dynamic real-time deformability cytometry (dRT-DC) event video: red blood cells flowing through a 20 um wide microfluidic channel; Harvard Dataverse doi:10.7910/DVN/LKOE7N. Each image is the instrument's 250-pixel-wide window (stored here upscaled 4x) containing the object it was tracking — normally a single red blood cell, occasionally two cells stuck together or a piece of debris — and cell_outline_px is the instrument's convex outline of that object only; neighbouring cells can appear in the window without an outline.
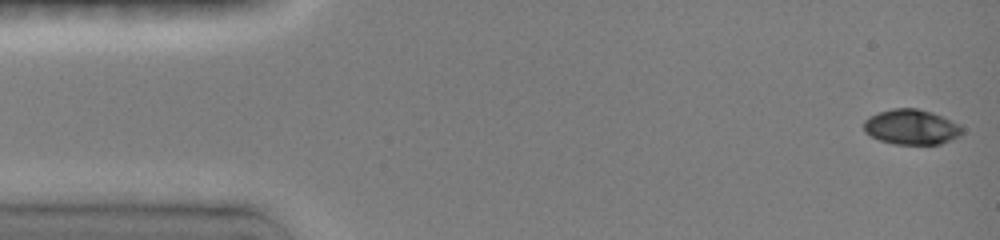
{"species": "common noctule bat (a hibernating species)", "species_latin": "Nyctalus noctula", "temperature_condition": "room temperature", "stored_images_in_passage": 57, "camera_frame_rate_fps": 3000, "um_per_image_px": 0.085, "animal": {"sex": "female", "body_mass_g": 19.0, "forearm_length_mm": 51.5}, "frame": {"image": 1, "passage_image": 1, "time_ms": 0.0, "image_size_px": [1000, 240], "cell_outline_px": [[964, 132], [960, 136], [952, 140], [940, 144], [892, 144], [880, 140], [864, 132], [864, 120], [868, 116], [892, 108], [916, 108], [932, 112], [960, 124], [964, 128]], "centroid_in_image_um": [77.49, 10.8], "position_along_channel_um": 7.5, "area_um2": 20.35}}
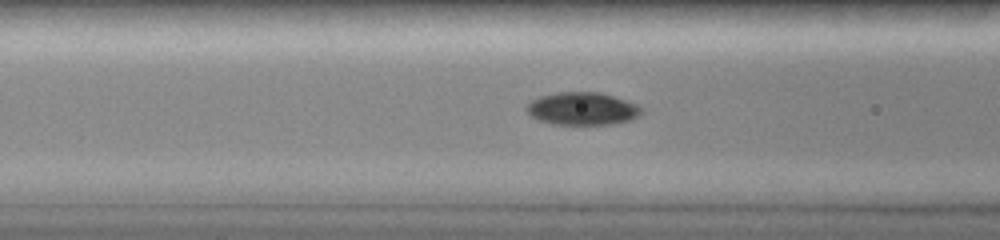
{"frame": {"image": 2, "passage_image": 18, "time_ms": 5.667, "image_size_px": [1000, 240], "cell_outline_px": [[644, 112], [640, 116], [632, 120], [612, 124], [552, 124], [528, 116], [524, 108], [532, 100], [540, 96], [560, 92], [600, 92], [636, 104], [644, 108]], "centroid_in_image_um": [49.51, 9.25], "position_along_channel_um": 117.1, "area_um2": 22.08}}
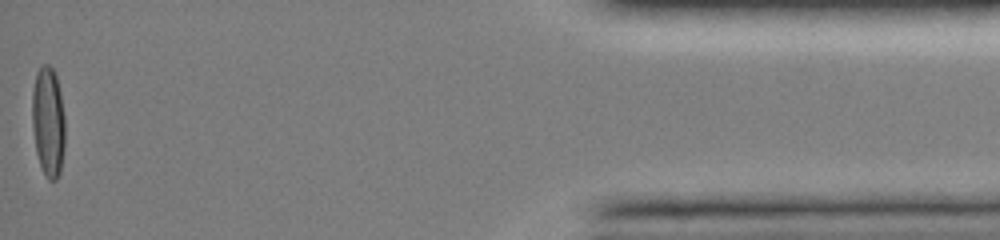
{"frame": {"image": 3, "passage_image": 55, "time_ms": 15.333, "image_size_px": [1000, 240], "cell_outline_px": [[64, 148], [60, 172], [56, 180], [48, 180], [40, 164], [36, 152], [32, 124], [32, 88], [36, 72], [44, 64], [48, 64], [52, 68], [56, 76], [60, 92], [64, 116]], "centroid_in_image_um": [4.09, 10.33], "position_along_channel_um": 431.1, "area_um2": 21.1}, "authors_computed_cell_mechanics": {"area_um2": 20.7502, "velocity_mm_per_s": 4.0657, "shape_relaxation_time_tau1_ms": 4.4059, "shape_relaxation_time_tau2_ms": null, "deformation_change_tau1": 0.1967, "deformation_change_tau2": null}}